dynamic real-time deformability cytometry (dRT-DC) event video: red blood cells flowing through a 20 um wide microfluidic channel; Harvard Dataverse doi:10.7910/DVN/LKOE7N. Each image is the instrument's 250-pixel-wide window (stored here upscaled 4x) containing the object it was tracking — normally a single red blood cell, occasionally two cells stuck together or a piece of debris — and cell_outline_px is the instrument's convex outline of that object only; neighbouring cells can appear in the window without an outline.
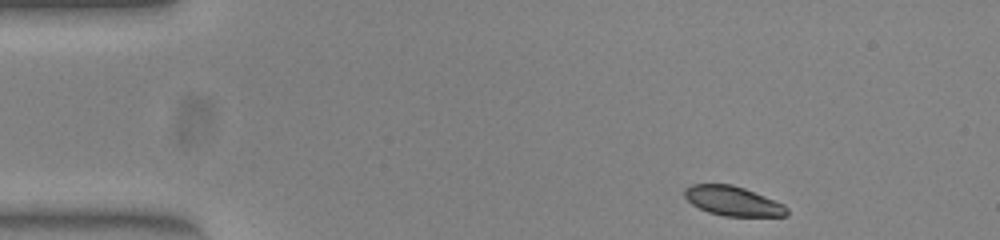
{"species": "common noctule bat (a hibernating species)", "species_latin": "Nyctalus noctula", "temperature_condition": "warm", "stored_images_in_passage": 47, "camera_frame_rate_fps": 3000, "um_per_image_px": 0.085, "animal": {"sex": "female", "body_mass_g": 23.0, "forearm_length_mm": 53.4}, "frame": {"image": 1, "passage_image": 1, "time_ms": 0.0, "image_size_px": [1000, 240], "cell_outline_px": [[788, 216], [724, 216], [708, 212], [692, 204], [684, 196], [684, 188], [692, 184], [732, 184], [744, 188], [784, 204], [788, 208]], "centroid_in_image_um": [62.29, 17.09], "position_along_channel_um": 22.7, "area_um2": 17.57}}
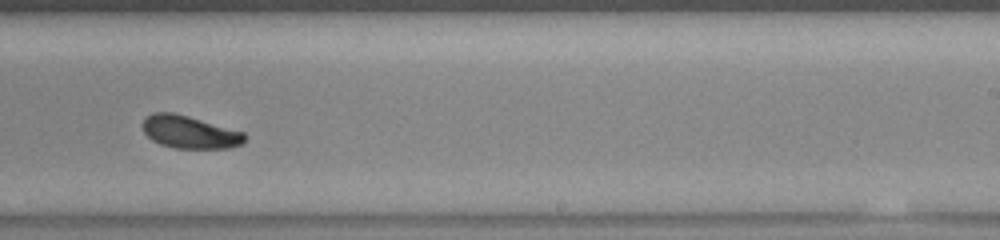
{"frame": {"image": 2, "passage_image": 27, "time_ms": 8.667, "image_size_px": [1000, 240], "cell_outline_px": [[244, 144], [228, 148], [176, 148], [160, 144], [152, 140], [144, 132], [140, 124], [152, 112], [172, 112], [188, 116], [244, 132]], "centroid_in_image_um": [16.09, 11.22], "position_along_channel_um": 272.9, "area_um2": 19.36}}
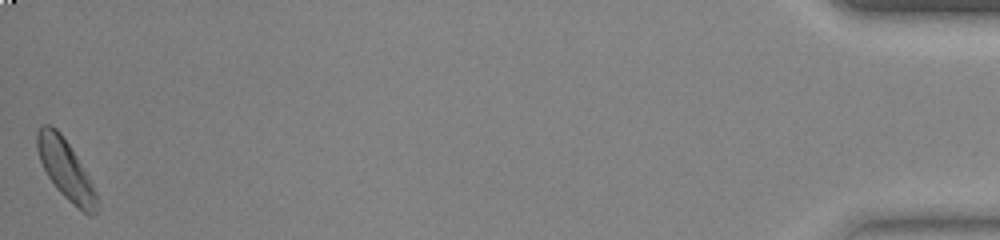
{"frame": {"image": 3, "passage_image": 47, "time_ms": 15.333, "image_size_px": [1000, 240], "cell_outline_px": [[100, 204], [96, 212], [92, 216], [88, 216], [72, 204], [56, 188], [48, 176], [40, 160], [36, 148], [36, 132], [44, 124], [48, 124], [56, 128], [60, 132], [76, 156], [88, 176], [100, 200]], "centroid_in_image_um": [5.6, 14.45], "position_along_channel_um": 429.6, "area_um2": 20.69}, "authors_computed_cell_mechanics": {"area_um2": 19.652, "velocity_mm_per_s": 3.8323, "shape_relaxation_time_tau1_ms": 3.5207, "shape_relaxation_time_tau2_ms": null, "deformation_change_tau1": 0.1318, "deformation_change_tau2": null}}